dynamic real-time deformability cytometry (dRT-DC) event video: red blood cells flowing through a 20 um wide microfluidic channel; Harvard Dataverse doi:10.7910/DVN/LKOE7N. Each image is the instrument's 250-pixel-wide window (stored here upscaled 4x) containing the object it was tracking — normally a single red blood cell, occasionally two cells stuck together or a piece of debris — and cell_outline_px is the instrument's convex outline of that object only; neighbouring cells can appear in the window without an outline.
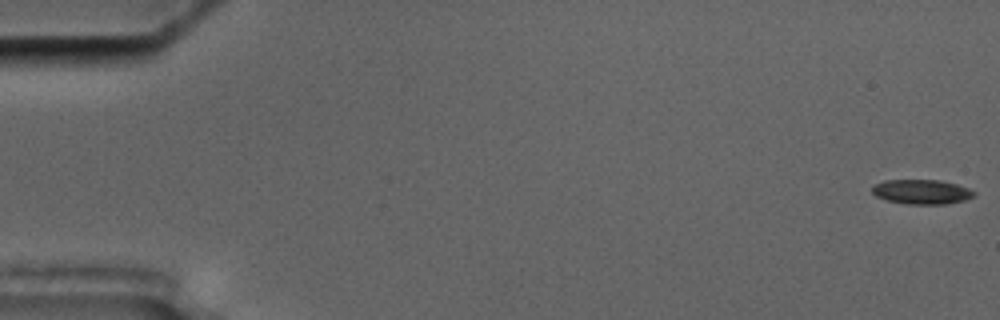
{"species": "common noctule bat (a hibernating species)", "species_latin": "Nyctalus noctula", "temperature_condition": "cold", "stored_images_in_passage": 5, "camera_frame_rate_fps": 3000, "um_per_image_px": 0.085, "animal": {"sex": "male", "body_mass_g": 17.5, "forearm_length_mm": 52.3}, "frame": {"image": 1, "passage_image": 1, "time_ms": 0.0, "image_size_px": [1000, 320], "cell_outline_px": [[976, 196], [964, 200], [948, 204], [908, 204], [888, 200], [876, 196], [872, 192], [872, 188], [876, 184], [884, 180], [940, 180], [956, 184], [968, 188], [976, 192]], "centroid_in_image_um": [78.38, 16.3], "position_along_channel_um": 6.6, "area_um2": 14.57}}